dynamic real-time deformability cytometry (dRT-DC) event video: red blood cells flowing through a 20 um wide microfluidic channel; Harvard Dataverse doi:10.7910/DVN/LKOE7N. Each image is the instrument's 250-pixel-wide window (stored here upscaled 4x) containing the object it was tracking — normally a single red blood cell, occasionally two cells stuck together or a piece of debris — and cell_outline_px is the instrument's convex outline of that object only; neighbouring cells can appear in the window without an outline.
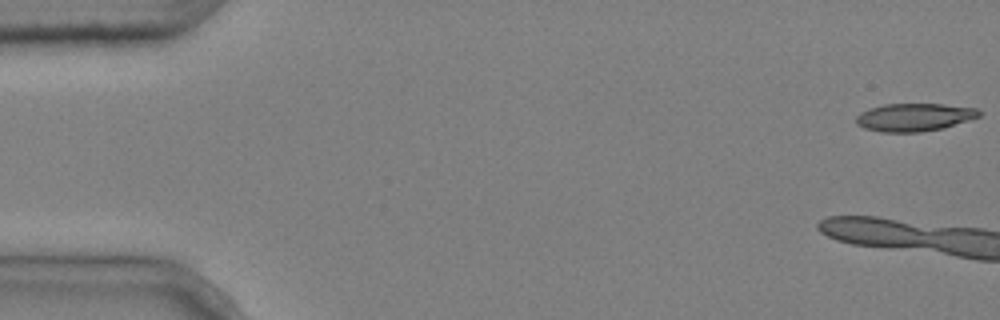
{"species": "common noctule bat (a hibernating species)", "species_latin": "Nyctalus noctula", "temperature_condition": "cold", "stored_images_in_passage": 7, "camera_frame_rate_fps": 3000, "um_per_image_px": 0.085, "animal": {"sex": "male", "body_mass_g": 20.4}, "frame": {"image": 1, "passage_image": 1, "time_ms": 0.0, "image_size_px": [1000, 320], "cell_outline_px": [[980, 116], [944, 128], [920, 132], [880, 132], [864, 128], [856, 124], [856, 116], [860, 112], [868, 108], [884, 104], [944, 104], [976, 108], [980, 112]], "centroid_in_image_um": [77.67, 9.96], "position_along_channel_um": 7.3, "area_um2": 20.06}}
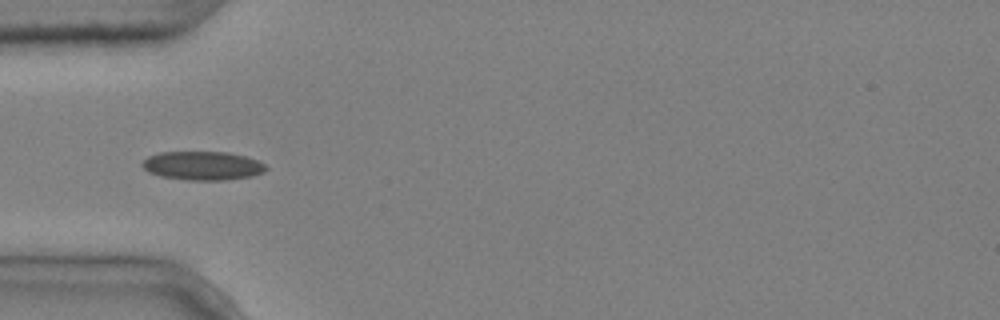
{"frame": {"image": 2, "passage_image": 5, "time_ms": 1.333, "image_size_px": [1000, 320], "cell_outline_px": [[268, 168], [264, 172], [252, 176], [224, 180], [188, 180], [160, 176], [148, 172], [140, 164], [148, 156], [160, 152], [228, 152], [244, 156], [256, 160], [264, 164]], "centroid_in_image_um": [17.21, 14.08], "position_along_channel_um": 67.8, "area_um2": 20.69}}